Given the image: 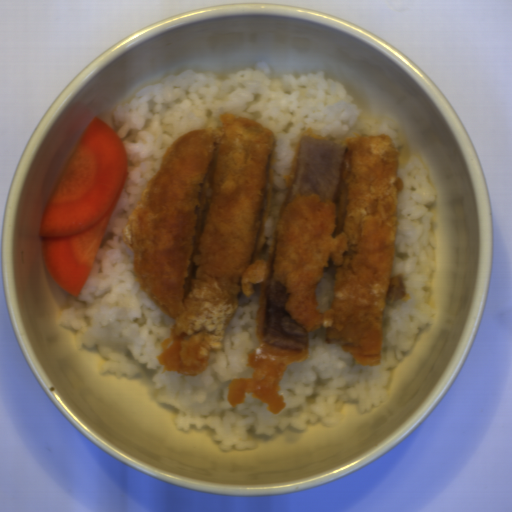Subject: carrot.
<instances>
[{
	"label": "carrot",
	"instance_id": "carrot-1",
	"mask_svg": "<svg viewBox=\"0 0 512 512\" xmlns=\"http://www.w3.org/2000/svg\"><path fill=\"white\" fill-rule=\"evenodd\" d=\"M129 173L122 139L95 116L61 170L39 232L44 266L58 287L75 298L93 270Z\"/></svg>",
	"mask_w": 512,
	"mask_h": 512
}]
</instances>
